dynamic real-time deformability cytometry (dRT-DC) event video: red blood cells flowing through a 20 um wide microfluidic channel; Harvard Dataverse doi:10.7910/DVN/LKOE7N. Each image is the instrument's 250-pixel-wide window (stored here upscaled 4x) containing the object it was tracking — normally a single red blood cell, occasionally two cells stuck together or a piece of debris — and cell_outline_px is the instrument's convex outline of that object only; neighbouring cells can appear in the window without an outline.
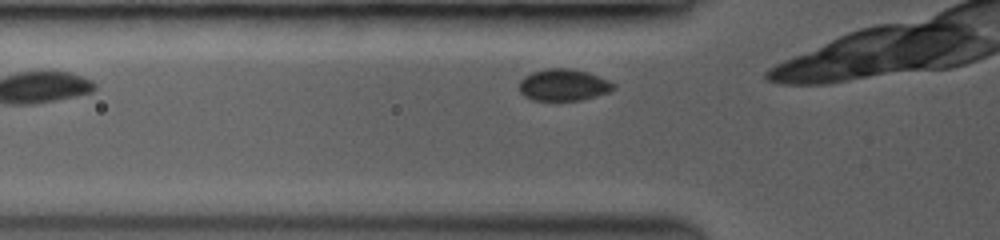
{"species": "common noctule bat (a hibernating species)", "species_latin": "Nyctalus noctula", "temperature_condition": "room temperature", "stored_images_in_passage": 12, "camera_frame_rate_fps": 3500, "um_per_image_px": 0.085, "animal": {"sex": "female", "body_mass_g": 19.0, "forearm_length_mm": 53.3}, "frame": {"image": 1, "passage_image": 3, "time_ms": 0.571, "image_size_px": [1000, 240], "cell_outline_px": [[616, 88], [608, 92], [580, 100], [532, 100], [524, 96], [520, 92], [520, 80], [524, 76], [532, 72], [544, 68], [568, 68], [588, 72], [608, 80], [616, 84]], "centroid_in_image_um": [47.89, 7.21], "position_along_channel_um": 77.9, "area_um2": 17.46}}
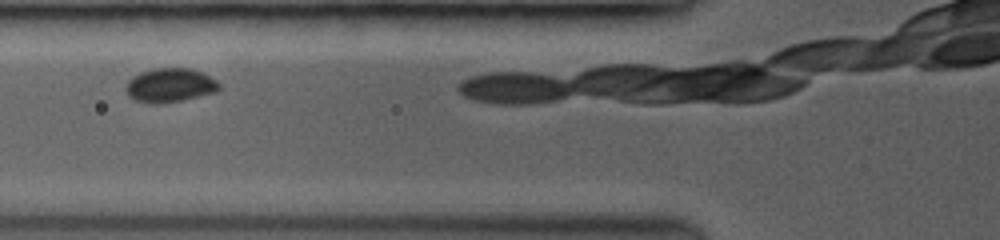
{"frame": {"image": 2, "passage_image": 6, "time_ms": 1.429, "image_size_px": [1000, 240], "cell_outline_px": [[220, 88], [216, 92], [180, 100], [136, 100], [128, 92], [128, 80], [132, 76], [140, 72], [152, 68], [192, 68], [216, 80], [220, 84]], "centroid_in_image_um": [14.52, 7.17], "position_along_channel_um": 111.3, "area_um2": 17.46}}